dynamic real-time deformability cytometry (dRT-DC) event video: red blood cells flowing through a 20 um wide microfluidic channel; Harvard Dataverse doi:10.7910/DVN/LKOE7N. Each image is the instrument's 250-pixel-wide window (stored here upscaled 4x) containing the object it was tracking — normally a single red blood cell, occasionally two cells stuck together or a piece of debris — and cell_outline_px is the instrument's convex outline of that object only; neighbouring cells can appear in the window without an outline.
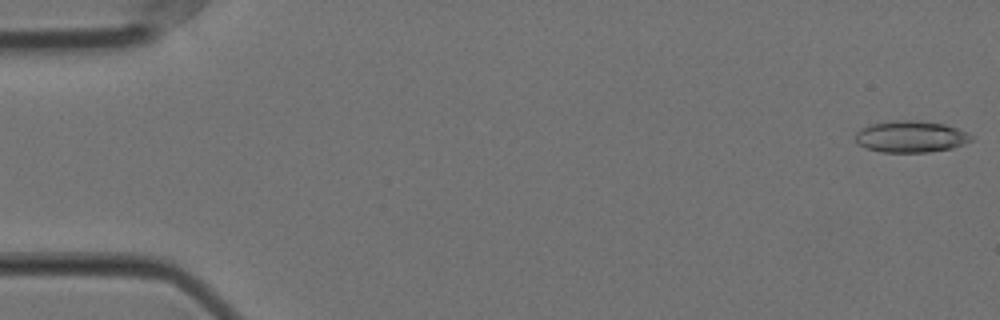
{"species": "Egyptian fruit bat (a non-hibernating species)", "species_latin": "Rousettus aegyptiacus", "temperature_condition": "cold", "stored_images_in_passage": 57, "camera_frame_rate_fps": 3000, "um_per_image_px": 0.085, "animal": {"sex": "female"}, "frame": {"image": 1, "passage_image": 1, "time_ms": 0.0, "image_size_px": [1000, 320], "cell_outline_px": [[976, 136], [972, 140], [964, 144], [952, 148], [928, 152], [884, 152], [868, 148], [860, 144], [856, 140], [856, 132], [860, 128], [868, 124], [896, 120], [920, 120], [944, 124], [956, 128]], "centroid_in_image_um": [77.45, 11.6], "position_along_channel_um": 7.6, "area_um2": 21.39}}
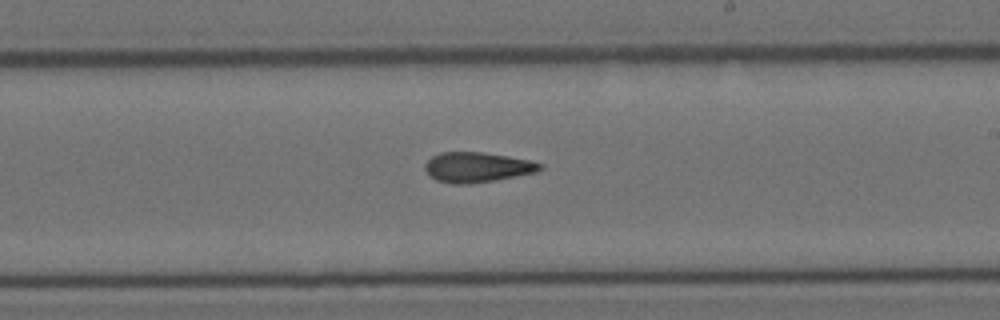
{"frame": {"image": 2, "passage_image": 33, "time_ms": 10.667, "image_size_px": [1000, 320], "cell_outline_px": [[544, 168], [536, 172], [496, 180], [468, 184], [452, 184], [436, 180], [428, 176], [424, 168], [424, 164], [432, 156], [440, 152], [484, 152], [528, 160], [544, 164]], "centroid_in_image_um": [40.53, 14.22], "position_along_channel_um": 248.5, "area_um2": 20.29}}
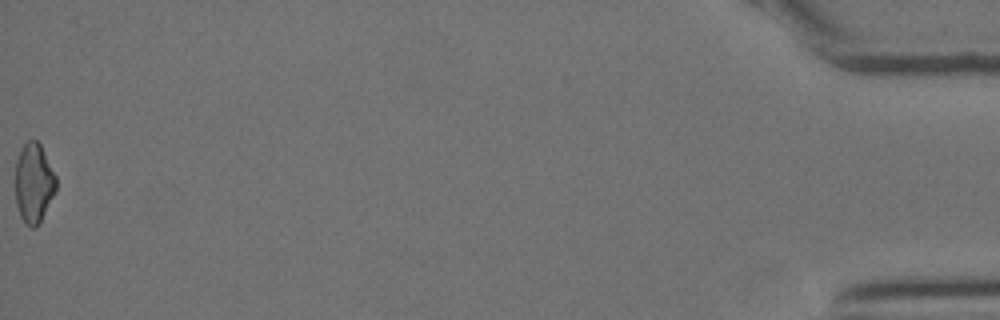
{"frame": {"image": 3, "passage_image": 57, "time_ms": 18.667, "image_size_px": [1000, 320], "cell_outline_px": [[56, 188], [36, 228], [32, 228], [24, 224], [20, 216], [16, 204], [16, 160], [24, 144], [28, 140], [36, 140], [40, 144], [56, 176]], "centroid_in_image_um": [2.85, 15.56], "position_along_channel_um": 432.3, "area_um2": 18.55}, "authors_computed_cell_mechanics": {"area_um2": 20.2878, "velocity_mm_per_s": 3.5601, "shape_relaxation_time_tau1_ms": 9.3803, "shape_relaxation_time_tau2_ms": 4.6203, "deformation_change_tau1": 0.2062, "deformation_change_tau2": 0.1436}}